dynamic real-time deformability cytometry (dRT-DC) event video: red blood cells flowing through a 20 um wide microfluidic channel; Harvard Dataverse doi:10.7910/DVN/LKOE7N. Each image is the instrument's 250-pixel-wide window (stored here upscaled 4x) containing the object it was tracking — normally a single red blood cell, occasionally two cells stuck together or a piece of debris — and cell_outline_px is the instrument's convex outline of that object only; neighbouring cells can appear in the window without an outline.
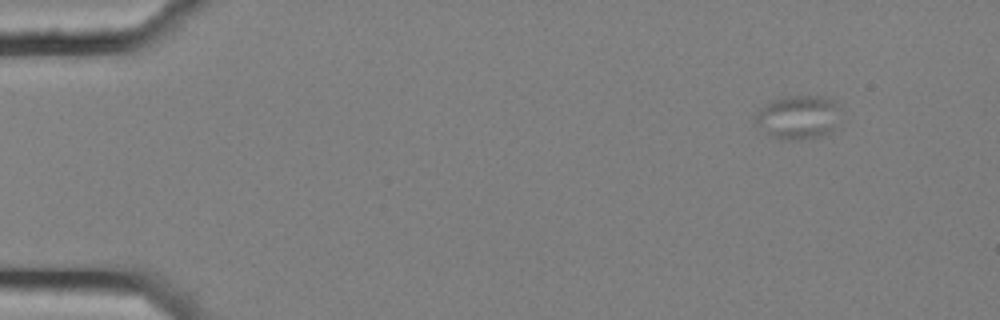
{"species": "common noctule bat (a hibernating species)", "species_latin": "Nyctalus noctula", "temperature_condition": "cold", "stored_images_in_passage": 16, "camera_frame_rate_fps": 3000, "um_per_image_px": 0.085, "animal": {"sex": "female", "body_mass_g": 25.1}, "frame": {"image": 1, "passage_image": 1, "time_ms": 0.0, "image_size_px": [1000, 320], "cell_outline_px": [[832, 132], [824, 136], [796, 140], [780, 140], [768, 136], [756, 124], [756, 116], [760, 108], [776, 100], [788, 96], [820, 96], [832, 100]], "centroid_in_image_um": [67.7, 10.02], "position_along_channel_um": 17.3, "area_um2": 20.63}}
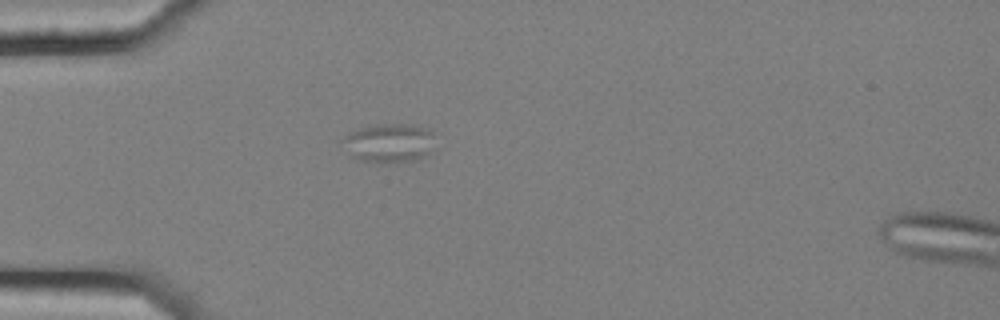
{"frame": {"image": 2, "passage_image": 12, "time_ms": 3.667, "image_size_px": [1000, 320], "cell_outline_px": [[432, 132], [428, 152], [416, 160], [360, 160], [352, 156], [340, 140], [352, 132], [360, 128], [380, 124], [412, 124], [428, 128]], "centroid_in_image_um": [33.04, 12.09], "position_along_channel_um": 52.0, "area_um2": 19.83}}
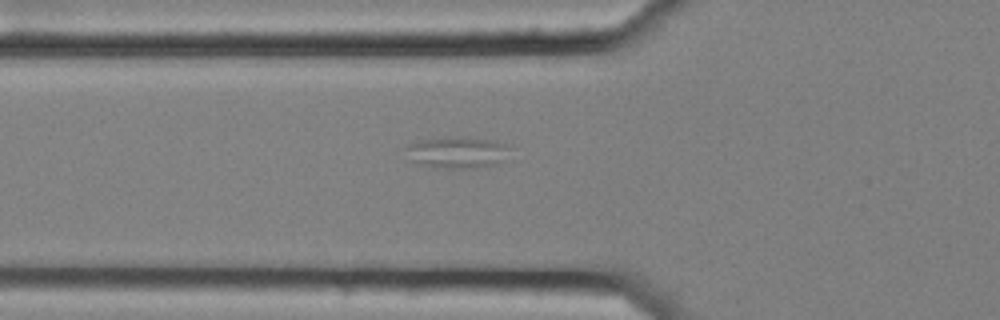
{"frame": {"image": 3, "passage_image": 16, "time_ms": 5.0, "image_size_px": [1000, 320], "cell_outline_px": [[512, 148], [504, 160], [496, 164], [472, 168], [448, 168], [424, 164], [412, 160], [400, 148], [416, 140], [492, 140], [508, 144]], "centroid_in_image_um": [38.87, 12.99], "position_along_channel_um": 86.9, "area_um2": 18.21}}